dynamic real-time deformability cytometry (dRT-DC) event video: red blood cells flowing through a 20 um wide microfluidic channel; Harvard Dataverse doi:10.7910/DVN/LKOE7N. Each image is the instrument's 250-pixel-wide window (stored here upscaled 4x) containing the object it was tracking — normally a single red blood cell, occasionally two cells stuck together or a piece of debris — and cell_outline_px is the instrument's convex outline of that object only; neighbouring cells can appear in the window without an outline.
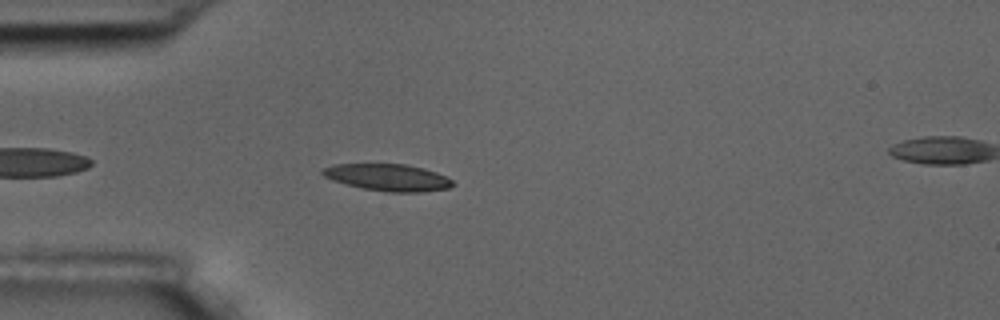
{"species": "common noctule bat (a hibernating species)", "species_latin": "Nyctalus noctula", "temperature_condition": "room temperature", "stored_images_in_passage": 15, "camera_frame_rate_fps": 3000, "um_per_image_px": 0.085, "animal": {"sex": "male", "body_mass_g": 17.5, "forearm_length_mm": 52.3}, "frame": {"image": 1, "passage_image": 3, "time_ms": 3.333, "image_size_px": [1000, 320], "cell_outline_px": [[456, 184], [448, 188], [420, 192], [388, 192], [364, 188], [332, 180], [324, 176], [320, 172], [324, 168], [332, 164], [404, 164], [424, 168], [436, 172], [452, 180]], "centroid_in_image_um": [32.98, 15.07], "position_along_channel_um": 52.0, "area_um2": 20.23}}
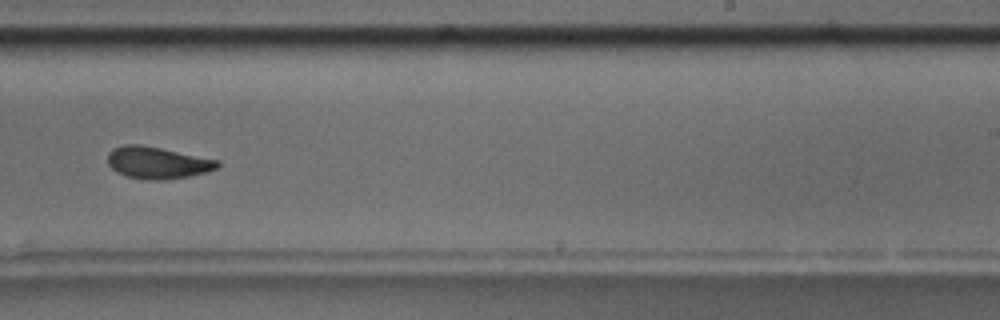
{"frame": {"image": 2, "passage_image": 9, "time_ms": 10.0, "image_size_px": [1000, 320], "cell_outline_px": [[220, 164], [216, 168], [208, 172], [188, 176], [164, 180], [156, 180], [128, 176], [116, 172], [108, 164], [108, 152], [112, 148], [124, 144], [140, 144], [220, 160]], "centroid_in_image_um": [13.38, 13.82], "position_along_channel_um": 275.6, "area_um2": 20.35}}
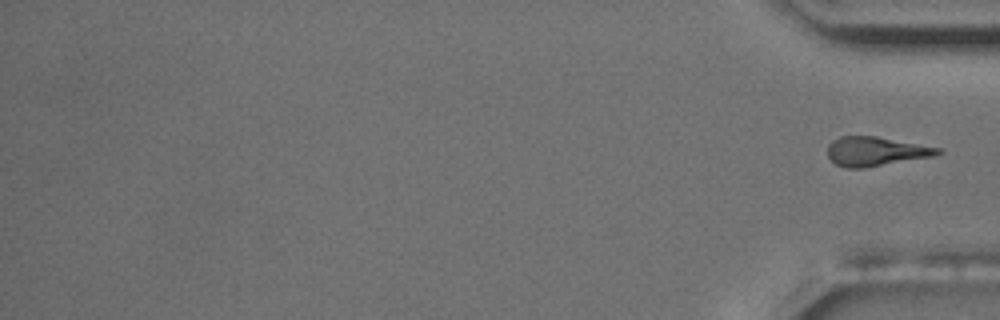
{"frame": {"image": 3, "passage_image": 15, "time_ms": 18.0, "image_size_px": [1000, 320], "cell_outline_px": [[944, 152], [936, 156], [864, 168], [844, 168], [836, 164], [828, 156], [828, 144], [832, 140], [840, 136], [876, 136], [940, 148]], "centroid_in_image_um": [74.44, 12.87], "position_along_channel_um": 360.8, "area_um2": 18.84}}